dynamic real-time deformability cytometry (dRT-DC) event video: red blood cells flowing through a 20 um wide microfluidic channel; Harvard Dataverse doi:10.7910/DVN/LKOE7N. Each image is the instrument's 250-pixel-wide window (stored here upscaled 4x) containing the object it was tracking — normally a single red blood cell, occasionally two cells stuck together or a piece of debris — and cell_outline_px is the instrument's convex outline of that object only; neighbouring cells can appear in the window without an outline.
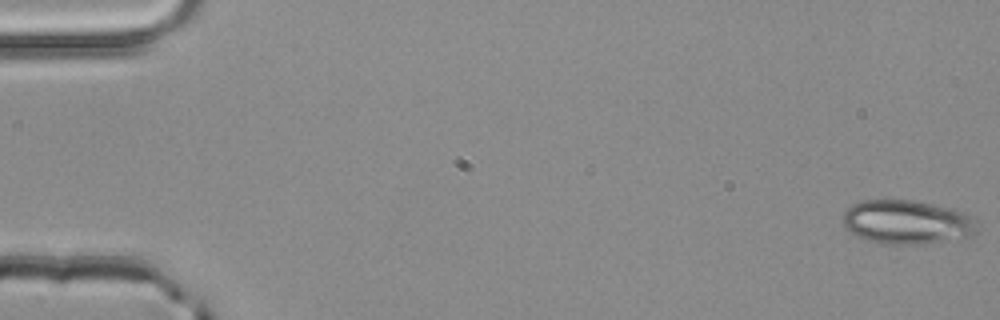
{"species": "common noctule bat (a hibernating species)", "species_latin": "Nyctalus noctula", "temperature_condition": "room temperature", "stored_images_in_passage": 52, "camera_frame_rate_fps": 3000, "um_per_image_px": 0.085, "animal": {"sex": "male", "body_mass_g": 20.4}, "frame": {"image": 1, "passage_image": 1, "time_ms": 0.0, "image_size_px": [1000, 320], "cell_outline_px": [[976, 232], [972, 236], [924, 244], [880, 244], [864, 240], [844, 228], [840, 220], [844, 212], [852, 204], [860, 200], [912, 200], [948, 208], [964, 212], [972, 220]], "centroid_in_image_um": [76.97, 18.89], "position_along_channel_um": 8.0, "area_um2": 34.39}}
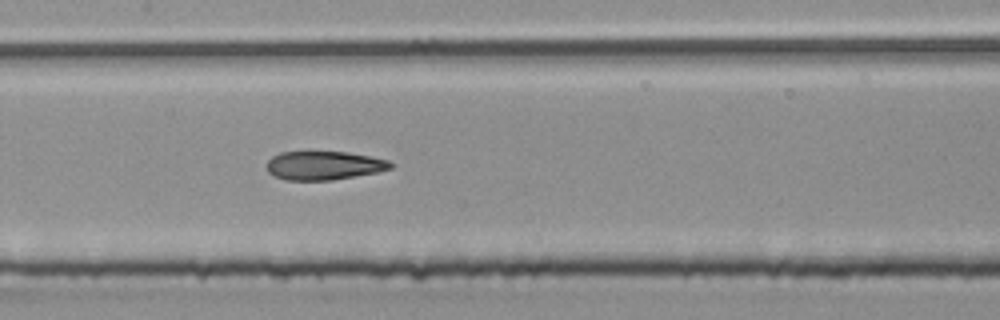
{"frame": {"image": 2, "passage_image": 26, "time_ms": 8.333, "image_size_px": [1000, 320], "cell_outline_px": [[396, 164], [392, 168], [376, 172], [332, 180], [284, 180], [268, 172], [268, 160], [272, 156], [280, 152], [348, 152], [388, 160]], "centroid_in_image_um": [27.55, 14.06], "position_along_channel_um": 179.9, "area_um2": 20.58}}
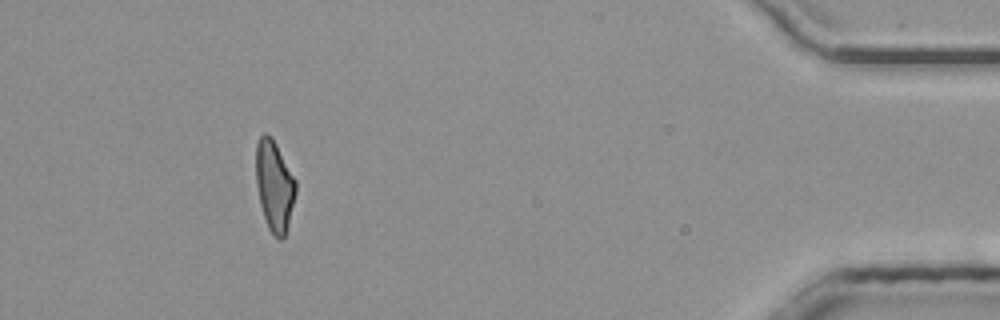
{"frame": {"image": 3, "passage_image": 48, "time_ms": 15.667, "image_size_px": [1000, 320], "cell_outline_px": [[296, 192], [288, 228], [284, 236], [280, 240], [268, 228], [260, 204], [256, 184], [256, 144], [260, 136], [264, 132], [272, 136], [296, 180]], "centroid_in_image_um": [23.32, 15.76], "position_along_channel_um": 411.9, "area_um2": 21.04}, "authors_computed_cell_mechanics": {"area_um2": 21.9929, "velocity_mm_per_s": 4.0325, "shape_relaxation_time_tau1_ms": null, "shape_relaxation_time_tau2_ms": 2.119, "deformation_change_tau1": null, "deformation_change_tau2": 0.0847}}